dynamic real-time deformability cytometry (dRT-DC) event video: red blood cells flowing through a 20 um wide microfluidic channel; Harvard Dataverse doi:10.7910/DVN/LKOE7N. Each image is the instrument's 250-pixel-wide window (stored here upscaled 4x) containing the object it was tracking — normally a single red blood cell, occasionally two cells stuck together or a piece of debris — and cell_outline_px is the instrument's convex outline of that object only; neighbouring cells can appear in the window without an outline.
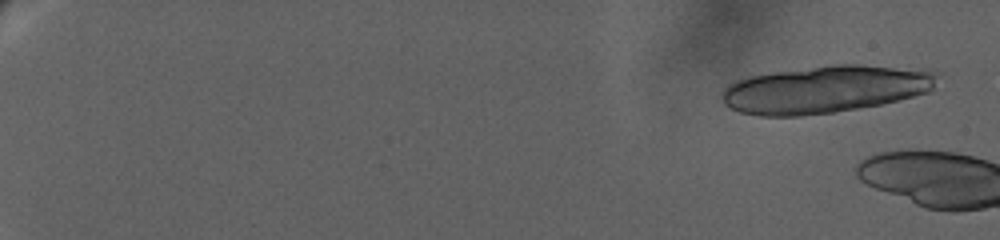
{"species": "human", "species_latin": "Homo sapiens", "temperature_condition": "warm", "stored_images_in_passage": 5, "camera_frame_rate_fps": 3000, "um_per_image_px": 0.085, "donor": {"sex": "female"}, "frame": {"image": 1, "passage_image": 2, "time_ms": 0.667, "image_size_px": [1000, 240], "cell_outline_px": [[940, 76], [932, 88], [928, 92], [880, 104], [832, 112], [800, 116], [760, 116], [740, 112], [724, 104], [724, 88], [728, 84], [736, 80], [752, 76], [772, 72], [832, 64], [860, 64], [928, 68], [940, 72]], "centroid_in_image_um": [70.24, 7.56], "position_along_channel_um": 14.8, "area_um2": 59.77}}